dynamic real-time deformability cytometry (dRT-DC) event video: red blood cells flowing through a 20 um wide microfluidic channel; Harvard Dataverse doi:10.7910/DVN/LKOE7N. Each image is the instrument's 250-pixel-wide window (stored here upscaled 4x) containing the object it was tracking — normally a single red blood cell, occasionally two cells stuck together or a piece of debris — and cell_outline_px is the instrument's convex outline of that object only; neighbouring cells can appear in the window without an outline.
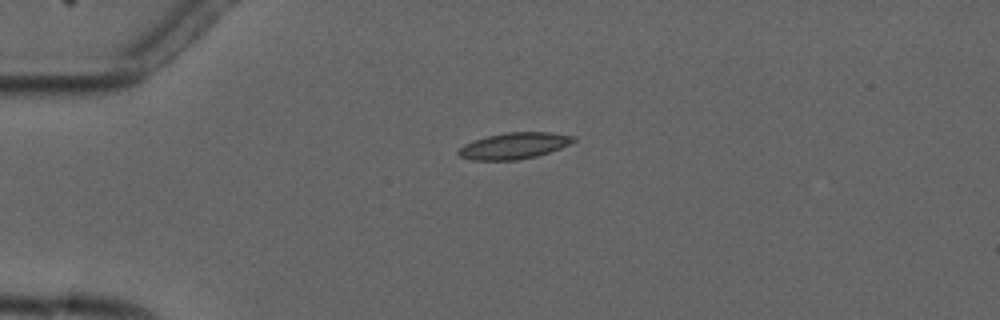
{"species": "common noctule bat (a hibernating species)", "species_latin": "Nyctalus noctula", "temperature_condition": "cold", "stored_images_in_passage": 6, "camera_frame_rate_fps": 3000, "um_per_image_px": 0.085, "animal": {"sex": "male", "forearm_length_mm": 52.5}, "frame": {"image": 1, "passage_image": 6, "time_ms": 6.0, "image_size_px": [1000, 320], "cell_outline_px": [[576, 140], [560, 148], [536, 156], [516, 160], [472, 160], [460, 156], [456, 152], [456, 148], [472, 140], [488, 136], [508, 132], [552, 132], [576, 136]], "centroid_in_image_um": [43.66, 12.38], "position_along_channel_um": 41.3, "area_um2": 17.69}}